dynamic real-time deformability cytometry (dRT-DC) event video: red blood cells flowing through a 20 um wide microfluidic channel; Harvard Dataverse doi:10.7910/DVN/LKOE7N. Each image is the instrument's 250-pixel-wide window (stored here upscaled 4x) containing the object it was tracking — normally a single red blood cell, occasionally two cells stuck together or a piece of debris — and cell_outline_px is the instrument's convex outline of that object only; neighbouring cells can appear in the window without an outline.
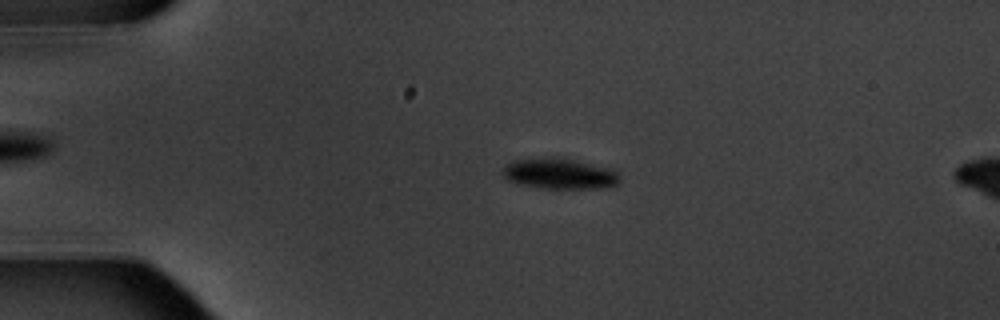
{"species": "common noctule bat (a hibernating species)", "species_latin": "Nyctalus noctula", "temperature_condition": "warm", "stored_images_in_passage": 6, "camera_frame_rate_fps": 3000, "um_per_image_px": 0.085, "animal": {"sex": "male", "body_mass_g": 20.1, "forearm_length_mm": 53.5}, "frame": {"image": 1, "passage_image": 4, "time_ms": 3.667, "image_size_px": [1000, 320], "cell_outline_px": [[620, 184], [612, 188], [544, 188], [520, 184], [508, 180], [500, 172], [500, 168], [516, 160], [572, 160], [608, 168], [616, 172], [620, 176]], "centroid_in_image_um": [47.61, 14.82], "position_along_channel_um": 37.4, "area_um2": 20.11}}